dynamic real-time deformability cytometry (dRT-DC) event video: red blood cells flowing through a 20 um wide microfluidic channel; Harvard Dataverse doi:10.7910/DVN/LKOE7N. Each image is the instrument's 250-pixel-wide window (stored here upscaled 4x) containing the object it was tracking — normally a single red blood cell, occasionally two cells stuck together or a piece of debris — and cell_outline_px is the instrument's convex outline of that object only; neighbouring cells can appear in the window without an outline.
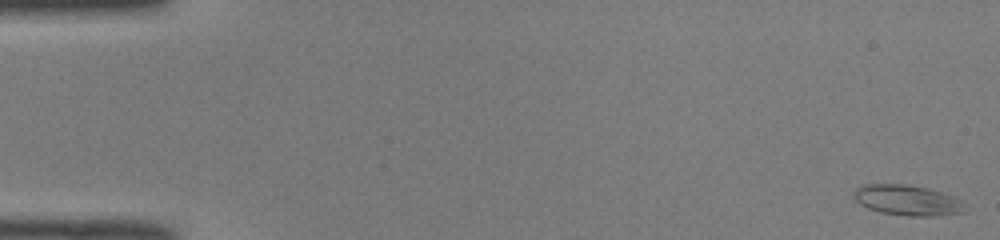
{"species": "common noctule bat (a hibernating species)", "species_latin": "Nyctalus noctula", "temperature_condition": "room temperature", "stored_images_in_passage": 51, "camera_frame_rate_fps": 3000, "um_per_image_px": 0.085, "animal": {"sex": "male", "body_mass_g": 19.0, "forearm_length_mm": 50.8}, "frame": {"image": 1, "passage_image": 1, "time_ms": 0.0, "image_size_px": [1000, 240], "cell_outline_px": [[964, 212], [932, 216], [908, 216], [880, 212], [868, 208], [860, 204], [852, 196], [852, 192], [856, 188], [864, 184], [908, 184], [928, 188], [952, 196], [960, 200]], "centroid_in_image_um": [77.05, 17.01], "position_along_channel_um": 8.0, "area_um2": 19.59}}
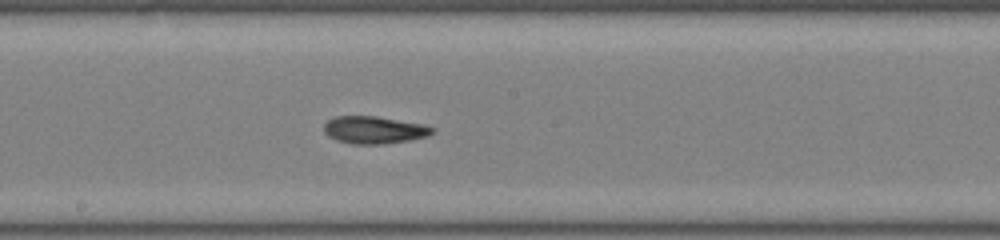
{"frame": {"image": 2, "passage_image": 28, "time_ms": 9.0, "image_size_px": [1000, 240], "cell_outline_px": [[436, 128], [428, 136], [408, 140], [384, 144], [352, 144], [336, 140], [328, 136], [324, 132], [324, 124], [328, 120], [336, 116], [376, 116], [424, 124]], "centroid_in_image_um": [31.79, 11.04], "position_along_channel_um": 216.4, "area_um2": 17.34}}
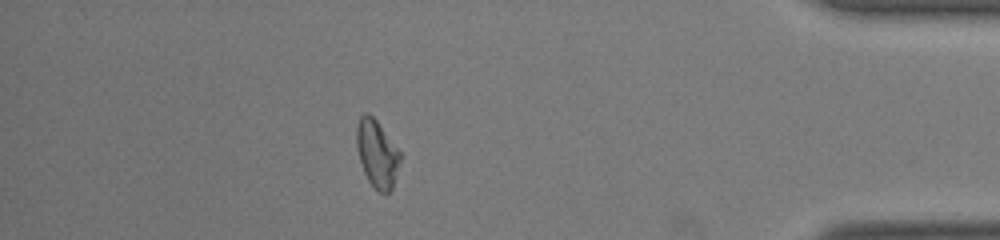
{"frame": {"image": 3, "passage_image": 45, "time_ms": 14.667, "image_size_px": [1000, 240], "cell_outline_px": [[400, 160], [392, 188], [388, 192], [380, 192], [368, 180], [364, 172], [360, 160], [356, 144], [356, 124], [360, 116], [364, 112], [368, 112], [376, 120], [400, 152]], "centroid_in_image_um": [32.02, 13.02], "position_along_channel_um": 403.2, "area_um2": 16.76}, "authors_computed_cell_mechanics": {"area_um2": 17.4556, "velocity_mm_per_s": 4.008, "shape_relaxation_time_tau1_ms": 9.0287, "shape_relaxation_time_tau2_ms": 3.7344, "deformation_change_tau1": 0.2015, "deformation_change_tau2": 0.1092}}